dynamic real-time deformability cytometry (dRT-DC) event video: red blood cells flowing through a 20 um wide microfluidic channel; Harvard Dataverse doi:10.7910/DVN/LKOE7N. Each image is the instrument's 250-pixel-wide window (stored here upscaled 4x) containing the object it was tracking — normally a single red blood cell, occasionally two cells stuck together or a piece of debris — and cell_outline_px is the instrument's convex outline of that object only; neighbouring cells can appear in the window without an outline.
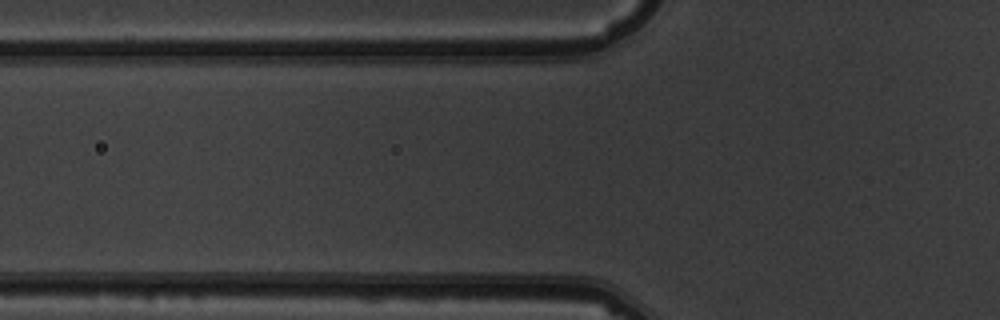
{"species": "common noctule bat (a hibernating species)", "species_latin": "Nyctalus noctula", "temperature_condition": "warm", "stored_images_in_passage": 4, "camera_frame_rate_fps": 3000, "um_per_image_px": 0.085, "animal": {"sex": "male", "body_mass_g": 19.5, "forearm_length_mm": 54.6}, "frame": {"image": 1, "passage_image": 3, "time_ms": 2.333, "image_size_px": [1000, 320], "cell_outline_px": [[476, 92], [472, 104], [448, 112], [332, 112], [280, 108], [280, 96], [284, 92]], "centroid_in_image_um": [32.03, 8.63], "position_along_channel_um": 93.8, "area_um2": 26.41}}